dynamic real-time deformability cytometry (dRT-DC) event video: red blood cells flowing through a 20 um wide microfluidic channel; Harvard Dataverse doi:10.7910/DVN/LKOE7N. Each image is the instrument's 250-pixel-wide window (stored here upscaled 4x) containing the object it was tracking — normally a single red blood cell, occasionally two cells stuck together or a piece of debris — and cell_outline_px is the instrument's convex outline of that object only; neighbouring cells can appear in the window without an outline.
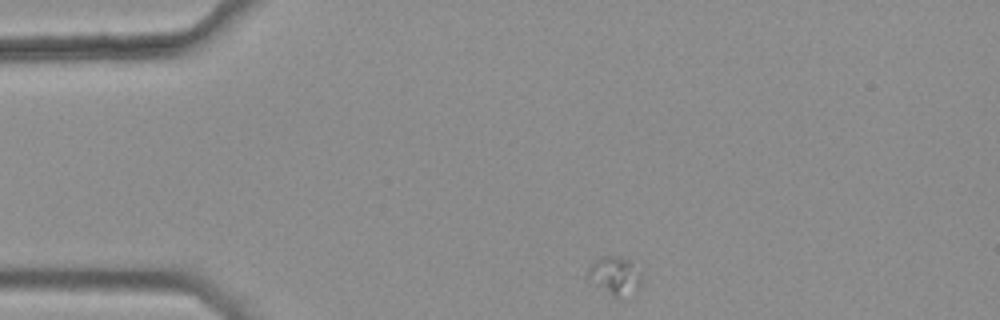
{"species": "common noctule bat (a hibernating species)", "species_latin": "Nyctalus noctula", "temperature_condition": "warm", "stored_images_in_passage": 7, "camera_frame_rate_fps": 3000, "um_per_image_px": 0.085, "animal": {"sex": "female", "body_mass_g": 25.1}, "frame": {"image": 1, "passage_image": 1, "time_ms": 0.0, "image_size_px": [1000, 320], "cell_outline_px": [[644, 272], [640, 284], [620, 300], [616, 300], [588, 280], [588, 268], [596, 260], [604, 256], [620, 256], [632, 260]], "centroid_in_image_um": [52.31, 23.43], "position_along_channel_um": 32.7, "area_um2": 12.37}}